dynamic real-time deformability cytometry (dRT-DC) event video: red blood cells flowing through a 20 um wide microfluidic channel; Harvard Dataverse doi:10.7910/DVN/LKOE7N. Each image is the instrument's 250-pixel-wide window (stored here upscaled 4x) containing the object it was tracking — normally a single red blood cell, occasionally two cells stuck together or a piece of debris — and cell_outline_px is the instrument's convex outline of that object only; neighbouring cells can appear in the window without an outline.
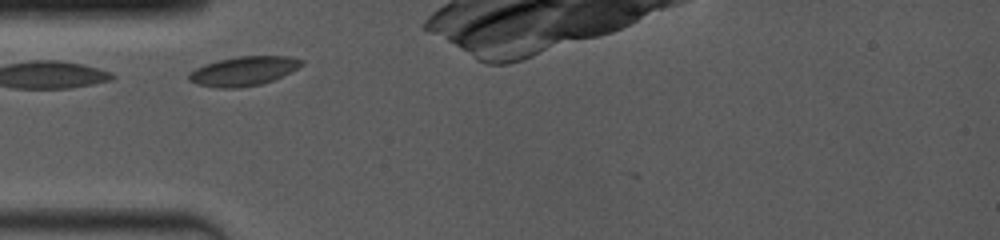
{"species": "common noctule bat (a hibernating species)", "species_latin": "Nyctalus noctula", "temperature_condition": "room temperature", "stored_images_in_passage": 31, "camera_frame_rate_fps": 4000, "um_per_image_px": 0.085, "animal": {"sex": "female", "body_mass_g": 19.0, "forearm_length_mm": 53.3}, "frame": {"image": 1, "passage_image": 1, "time_ms": 0.0, "image_size_px": [1000, 240], "cell_outline_px": [[304, 64], [272, 80], [260, 84], [240, 88], [216, 88], [196, 84], [188, 80], [188, 72], [204, 64], [236, 56], [288, 56], [304, 60]], "centroid_in_image_um": [20.65, 6.04], "position_along_channel_um": 64.4, "area_um2": 19.13}}